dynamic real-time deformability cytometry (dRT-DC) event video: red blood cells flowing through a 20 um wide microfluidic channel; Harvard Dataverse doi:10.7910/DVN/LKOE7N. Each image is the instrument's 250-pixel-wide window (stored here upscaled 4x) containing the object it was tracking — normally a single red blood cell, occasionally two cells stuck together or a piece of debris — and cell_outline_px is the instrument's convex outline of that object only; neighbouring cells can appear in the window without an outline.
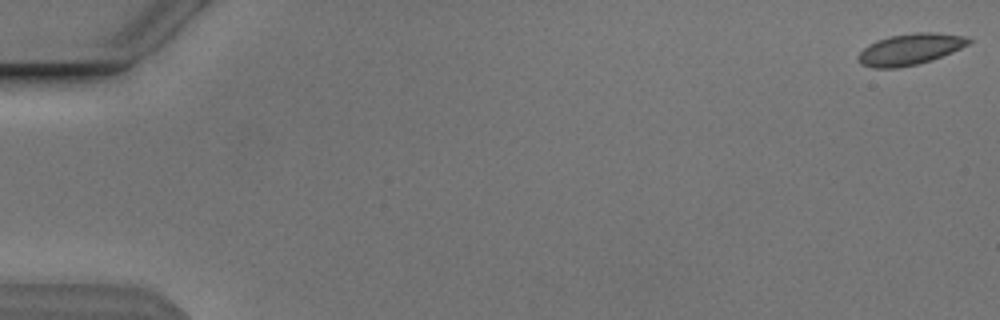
{"species": "Egyptian fruit bat (a non-hibernating species)", "species_latin": "Rousettus aegyptiacus", "temperature_condition": "cold", "stored_images_in_passage": 11, "camera_frame_rate_fps": 3000, "um_per_image_px": 0.085, "animal": {"sex": "male"}, "frame": {"image": 1, "passage_image": 1, "time_ms": 0.0, "image_size_px": [1000, 320], "cell_outline_px": [[972, 40], [968, 44], [952, 52], [932, 60], [916, 64], [896, 68], [872, 68], [860, 64], [856, 56], [868, 44], [876, 40], [888, 36], [912, 32], [936, 32], [964, 36]], "centroid_in_image_um": [77.31, 4.18], "position_along_channel_um": 7.7, "area_um2": 20.23}}